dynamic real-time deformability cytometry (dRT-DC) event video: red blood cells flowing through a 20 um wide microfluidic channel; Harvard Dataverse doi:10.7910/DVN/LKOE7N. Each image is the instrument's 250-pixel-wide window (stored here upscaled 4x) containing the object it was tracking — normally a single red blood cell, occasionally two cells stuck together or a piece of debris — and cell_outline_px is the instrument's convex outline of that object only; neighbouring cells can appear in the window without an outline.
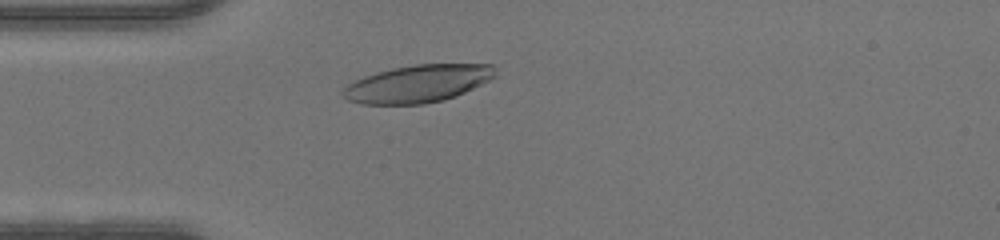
{"species": "human", "species_latin": "Homo sapiens", "temperature_condition": "warm", "stored_images_in_passage": 35, "camera_frame_rate_fps": 3000, "um_per_image_px": 0.085, "donor": {"sex": "male"}, "frame": {"image": 1, "passage_image": 7, "time_ms": 2.0, "image_size_px": [1000, 240], "cell_outline_px": [[496, 76], [464, 92], [444, 100], [424, 104], [360, 104], [348, 100], [340, 96], [340, 92], [348, 84], [364, 76], [376, 72], [392, 68], [416, 64], [492, 64], [496, 68]], "centroid_in_image_um": [35.47, 7.11], "position_along_channel_um": 49.5, "area_um2": 33.29}}
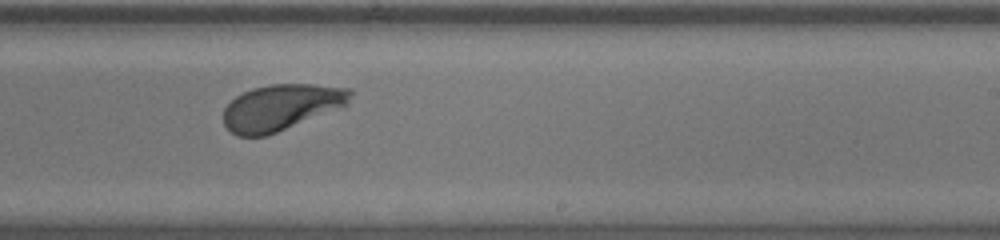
{"frame": {"image": 2, "passage_image": 23, "time_ms": 7.333, "image_size_px": [1000, 240], "cell_outline_px": [[352, 96], [348, 104], [344, 108], [276, 132], [264, 136], [236, 136], [224, 124], [224, 108], [236, 96], [252, 88], [272, 84], [312, 84], [352, 88]], "centroid_in_image_um": [23.96, 9.11], "position_along_channel_um": 265.0, "area_um2": 34.28}}
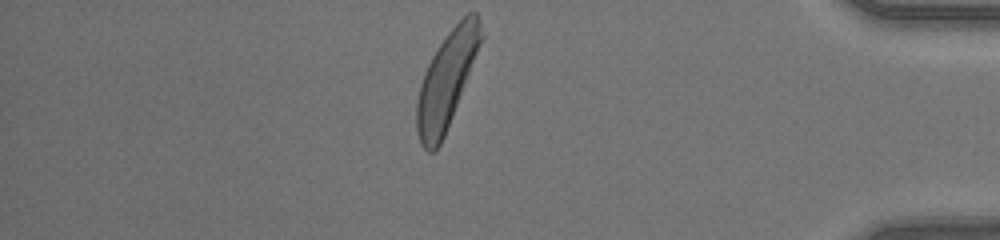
{"frame": {"image": 3, "passage_image": 35, "time_ms": 11.333, "image_size_px": [1000, 240], "cell_outline_px": [[484, 36], [444, 136], [440, 144], [432, 152], [428, 152], [420, 144], [416, 128], [416, 100], [420, 84], [424, 72], [432, 56], [448, 32], [468, 12], [476, 12], [480, 20]], "centroid_in_image_um": [37.95, 6.8], "position_along_channel_um": 397.3, "area_um2": 35.49}}